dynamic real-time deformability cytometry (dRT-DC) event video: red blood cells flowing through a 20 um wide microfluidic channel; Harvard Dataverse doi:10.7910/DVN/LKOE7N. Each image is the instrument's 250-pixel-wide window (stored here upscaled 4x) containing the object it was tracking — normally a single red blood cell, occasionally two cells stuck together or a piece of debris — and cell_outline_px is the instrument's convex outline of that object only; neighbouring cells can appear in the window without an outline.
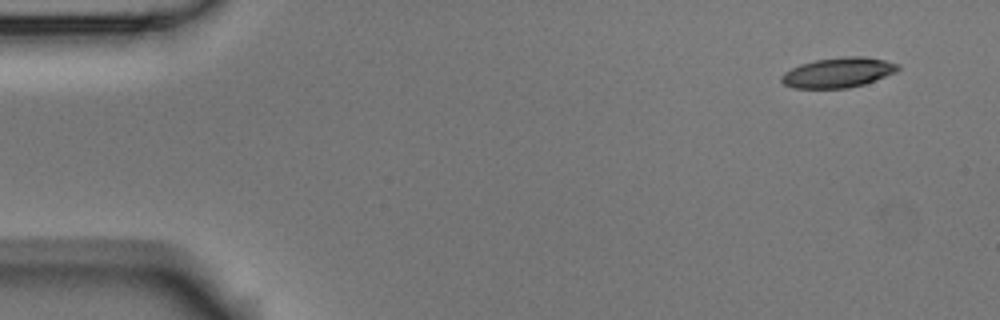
{"species": "Egyptian fruit bat (a non-hibernating species)", "species_latin": "Rousettus aegyptiacus", "temperature_condition": "room temperature", "stored_images_in_passage": 4, "camera_frame_rate_fps": 3000, "um_per_image_px": 0.085, "animal": {"sex": "male"}, "frame": {"image": 1, "passage_image": 1, "time_ms": 0.0, "image_size_px": [1000, 320], "cell_outline_px": [[900, 68], [896, 72], [864, 84], [848, 88], [792, 88], [784, 84], [780, 80], [780, 76], [784, 72], [800, 64], [816, 60], [844, 56], [864, 56], [884, 60], [900, 64]], "centroid_in_image_um": [71.24, 6.16], "position_along_channel_um": 13.8, "area_um2": 20.4}}
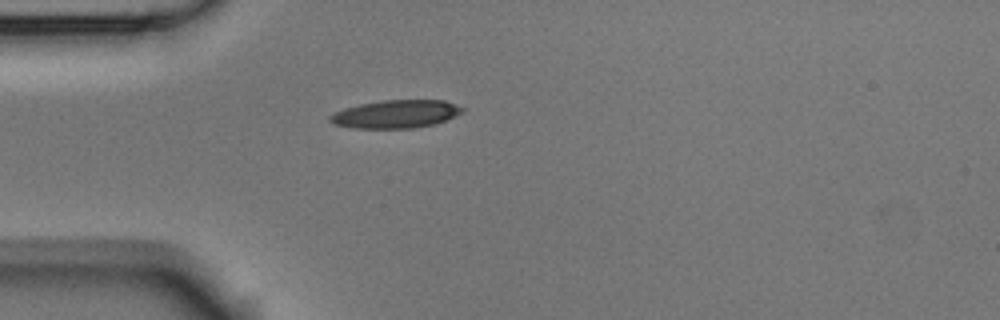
{"frame": {"image": 2, "passage_image": 4, "time_ms": 1.0, "image_size_px": [1000, 320], "cell_outline_px": [[464, 112], [436, 124], [412, 128], [352, 128], [332, 124], [328, 120], [328, 116], [344, 108], [360, 104], [384, 100], [444, 100], [456, 104], [464, 108]], "centroid_in_image_um": [33.64, 9.7], "position_along_channel_um": 51.4, "area_um2": 21.73}}